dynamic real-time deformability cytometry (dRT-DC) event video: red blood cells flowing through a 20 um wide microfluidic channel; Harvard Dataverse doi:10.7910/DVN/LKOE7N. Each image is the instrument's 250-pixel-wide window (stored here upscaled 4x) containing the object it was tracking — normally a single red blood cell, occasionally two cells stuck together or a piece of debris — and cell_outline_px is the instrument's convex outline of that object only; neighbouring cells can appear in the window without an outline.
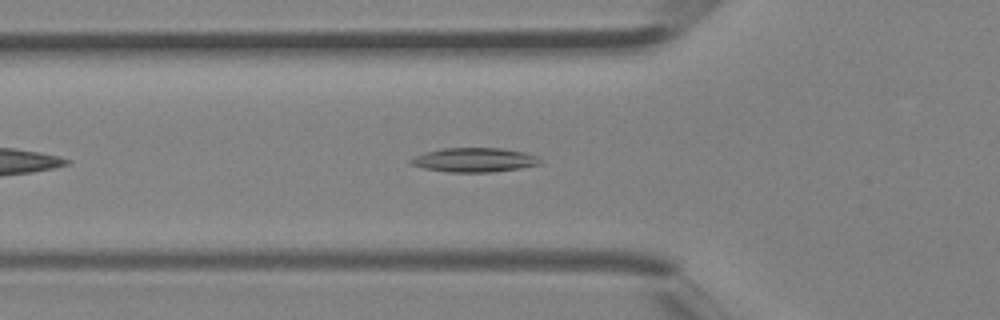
{"species": "Egyptian fruit bat (a non-hibernating species)", "species_latin": "Rousettus aegyptiacus", "temperature_condition": "room temperature", "stored_images_in_passage": 30, "camera_frame_rate_fps": 3000, "um_per_image_px": 0.085, "animal": {"sex": "female"}, "frame": {"image": 1, "passage_image": 3, "time_ms": 0.667, "image_size_px": [1000, 320], "cell_outline_px": [[540, 164], [520, 168], [492, 172], [448, 172], [424, 168], [412, 164], [408, 160], [416, 156], [428, 152], [444, 148], [500, 148], [524, 152], [536, 156], [540, 160]], "centroid_in_image_um": [40.33, 13.6], "position_along_channel_um": 85.5, "area_um2": 17.98}}
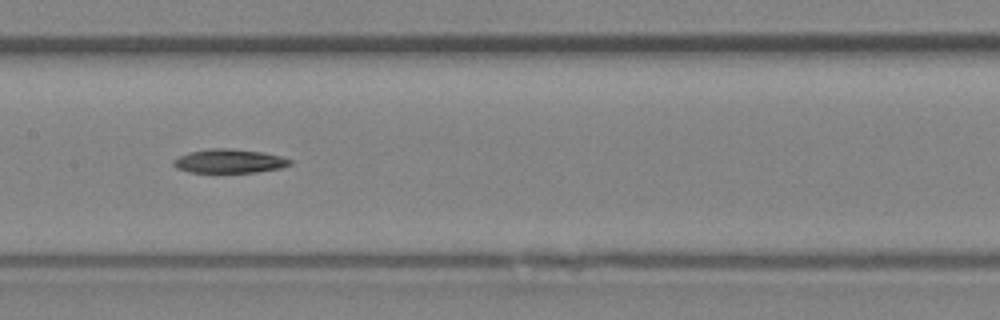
{"frame": {"image": 2, "passage_image": 9, "time_ms": 2.667, "image_size_px": [1000, 320], "cell_outline_px": [[292, 164], [280, 168], [256, 172], [216, 176], [188, 172], [176, 168], [172, 164], [172, 160], [188, 152], [208, 148], [228, 148], [260, 152], [280, 156], [292, 160]], "centroid_in_image_um": [19.4, 13.75], "position_along_channel_um": 188.0, "area_um2": 17.17}}
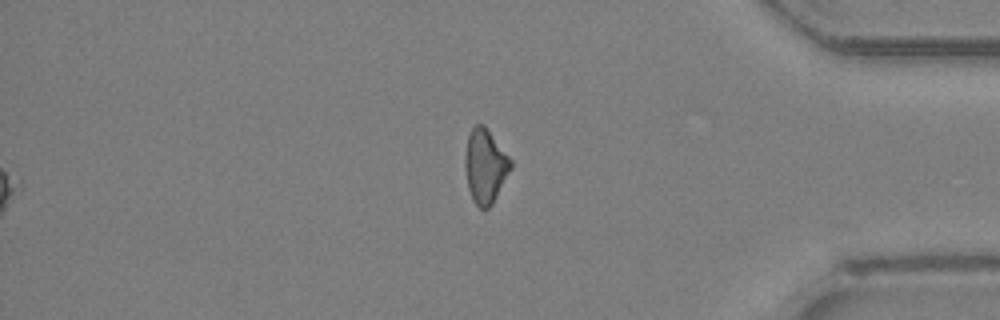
{"frame": {"image": 3, "passage_image": 30, "time_ms": 9.667, "image_size_px": [1000, 320], "cell_outline_px": [[512, 168], [492, 204], [484, 212], [472, 200], [468, 188], [464, 164], [464, 160], [468, 136], [472, 128], [476, 124], [484, 124], [512, 160]], "centroid_in_image_um": [41.24, 14.14], "position_along_channel_um": 394.0, "area_um2": 19.83}}